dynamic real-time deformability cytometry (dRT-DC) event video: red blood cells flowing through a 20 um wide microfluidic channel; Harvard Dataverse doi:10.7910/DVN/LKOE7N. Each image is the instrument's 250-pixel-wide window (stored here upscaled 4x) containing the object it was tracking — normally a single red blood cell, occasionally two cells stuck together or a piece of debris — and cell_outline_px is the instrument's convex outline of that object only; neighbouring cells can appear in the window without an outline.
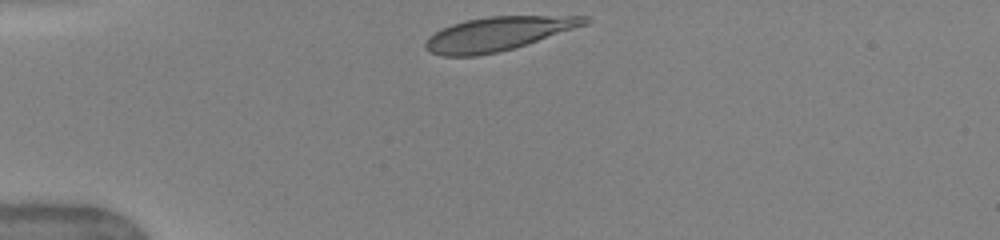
{"species": "human", "species_latin": "Homo sapiens", "temperature_condition": "warm", "stored_images_in_passage": 32, "camera_frame_rate_fps": 3000, "um_per_image_px": 0.085, "donor": {"sex": "female"}, "frame": {"image": 1, "passage_image": 1, "time_ms": 0.0, "image_size_px": [1000, 240], "cell_outline_px": [[592, 20], [588, 24], [512, 48], [496, 52], [476, 56], [444, 56], [428, 52], [424, 48], [424, 44], [428, 36], [440, 28], [464, 20], [488, 16], [588, 16]], "centroid_in_image_um": [42.26, 2.86], "position_along_channel_um": 42.7, "area_um2": 31.33}}
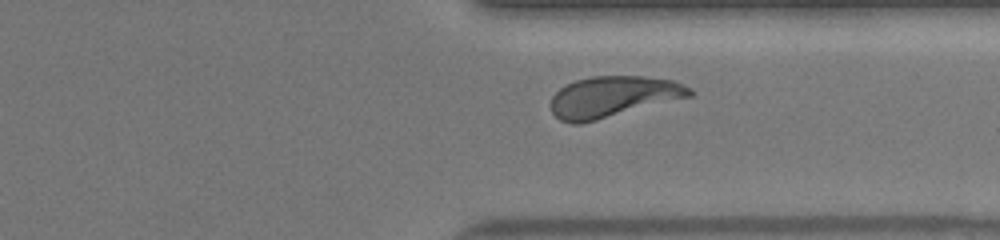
{"frame": {"image": 2, "passage_image": 27, "time_ms": 8.667, "image_size_px": [1000, 240], "cell_outline_px": [[696, 92], [692, 96], [580, 124], [572, 124], [560, 120], [552, 112], [552, 96], [564, 84], [576, 80], [592, 76], [644, 76], [672, 80], [692, 88]], "centroid_in_image_um": [52.12, 8.21], "position_along_channel_um": 359.3, "area_um2": 33.18}}
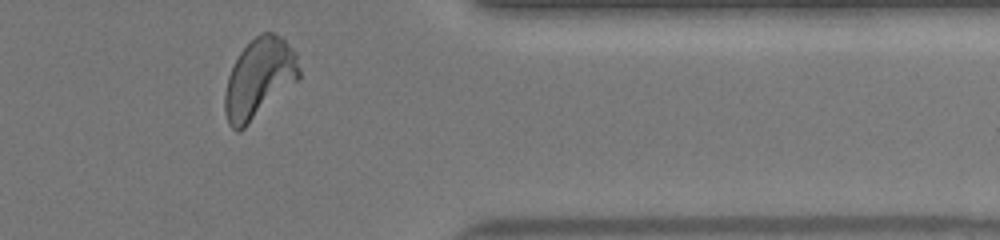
{"frame": {"image": 3, "passage_image": 30, "time_ms": 9.667, "image_size_px": [1000, 240], "cell_outline_px": [[300, 80], [240, 132], [236, 132], [228, 124], [224, 112], [224, 92], [228, 76], [240, 52], [260, 32], [276, 32], [296, 52], [300, 68]], "centroid_in_image_um": [22.04, 6.69], "position_along_channel_um": 389.4, "area_um2": 35.03}, "authors_computed_cell_mechanics": {"area_um2": 32.9749, "velocity_mm_per_s": 4.0556, "shape_relaxation_time_tau1_ms": 3.3946, "shape_relaxation_time_tau2_ms": null, "deformation_change_tau1": 0.1717, "deformation_change_tau2": null}}